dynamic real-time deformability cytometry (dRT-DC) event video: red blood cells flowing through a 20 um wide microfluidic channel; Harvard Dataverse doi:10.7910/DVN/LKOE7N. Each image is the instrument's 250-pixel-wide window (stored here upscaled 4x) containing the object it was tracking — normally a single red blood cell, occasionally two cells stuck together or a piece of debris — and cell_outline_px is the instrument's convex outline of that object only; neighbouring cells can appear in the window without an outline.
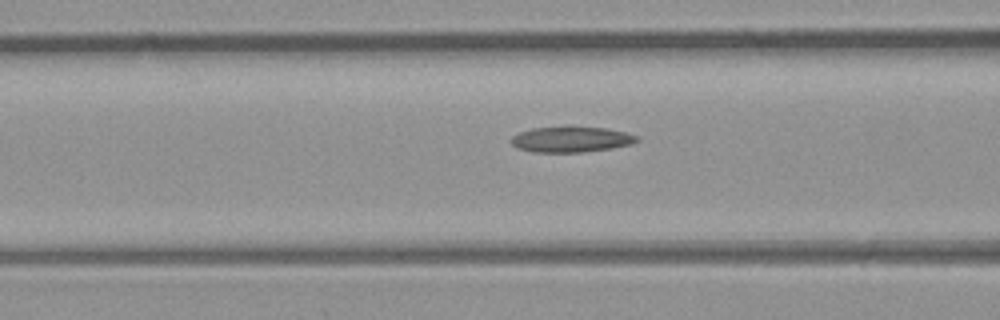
{"species": "common noctule bat (a hibernating species)", "species_latin": "Nyctalus noctula", "temperature_condition": "room temperature", "stored_images_in_passage": 30, "camera_frame_rate_fps": 3000, "um_per_image_px": 0.085, "animal": {"sex": "male", "body_mass_g": 23.1, "forearm_length_mm": 52.7}, "frame": {"image": 1, "passage_image": 11, "time_ms": 3.333, "image_size_px": [1000, 320], "cell_outline_px": [[640, 140], [632, 144], [612, 148], [584, 152], [532, 152], [516, 148], [512, 144], [512, 136], [520, 132], [532, 128], [568, 124], [604, 128], [624, 132], [636, 136]], "centroid_in_image_um": [48.52, 11.82], "position_along_channel_um": 118.1, "area_um2": 19.36}}
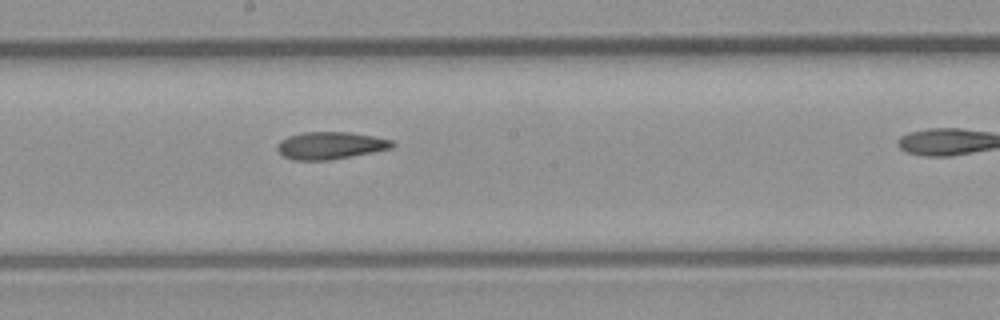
{"frame": {"image": 2, "passage_image": 18, "time_ms": 5.667, "image_size_px": [1000, 320], "cell_outline_px": [[396, 144], [392, 148], [372, 152], [328, 160], [292, 160], [284, 156], [276, 148], [276, 144], [280, 140], [288, 136], [304, 132], [348, 132], [372, 136], [392, 140]], "centroid_in_image_um": [28.05, 12.36], "position_along_channel_um": 220.1, "area_um2": 18.21}}
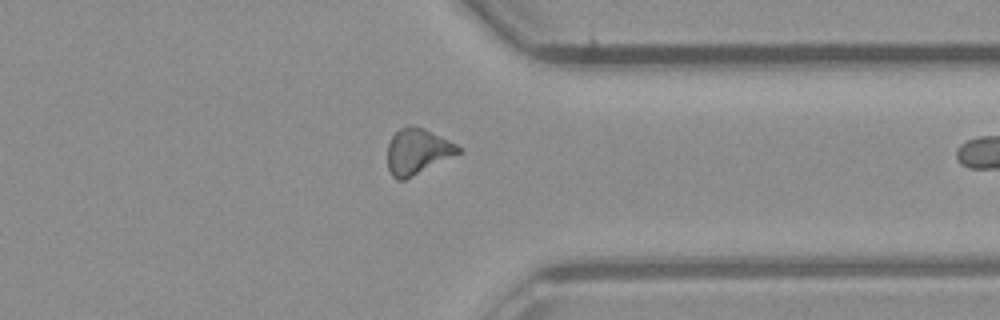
{"frame": {"image": 3, "passage_image": 29, "time_ms": 9.333, "image_size_px": [1000, 320], "cell_outline_px": [[460, 152], [404, 180], [396, 180], [392, 176], [388, 168], [388, 144], [392, 136], [400, 128], [408, 124], [424, 128], [456, 144], [460, 148]], "centroid_in_image_um": [35.44, 12.86], "position_along_channel_um": 376.0, "area_um2": 18.5}}